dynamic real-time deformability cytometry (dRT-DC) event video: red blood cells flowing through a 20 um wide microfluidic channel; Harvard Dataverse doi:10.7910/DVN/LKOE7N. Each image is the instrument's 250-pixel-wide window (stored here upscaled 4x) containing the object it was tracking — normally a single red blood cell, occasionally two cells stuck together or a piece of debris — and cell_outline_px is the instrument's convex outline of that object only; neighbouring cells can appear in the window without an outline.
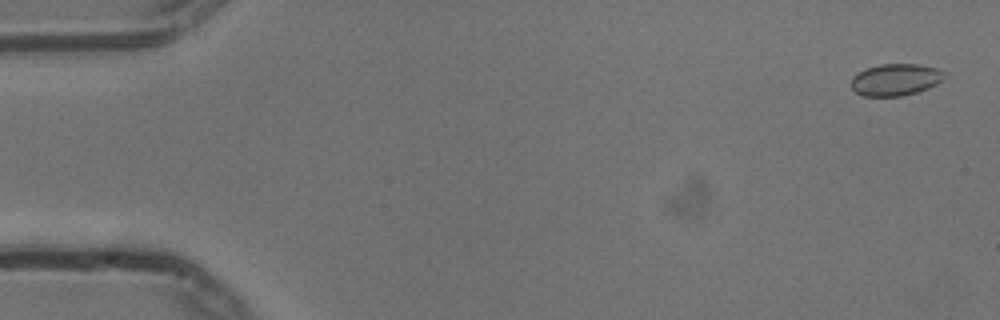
{"species": "common noctule bat (a hibernating species)", "species_latin": "Nyctalus noctula", "temperature_condition": "cold", "stored_images_in_passage": 50, "camera_frame_rate_fps": 3000, "um_per_image_px": 0.085, "animal": {"sex": "male", "body_mass_g": 13.3}, "frame": {"image": 1, "passage_image": 2, "time_ms": 0.333, "image_size_px": [1000, 320], "cell_outline_px": [[944, 80], [928, 88], [916, 92], [900, 96], [864, 96], [856, 92], [852, 88], [852, 76], [856, 72], [880, 64], [920, 64], [936, 68], [944, 72]], "centroid_in_image_um": [76.12, 6.76], "position_along_channel_um": 8.9, "area_um2": 17.28}}
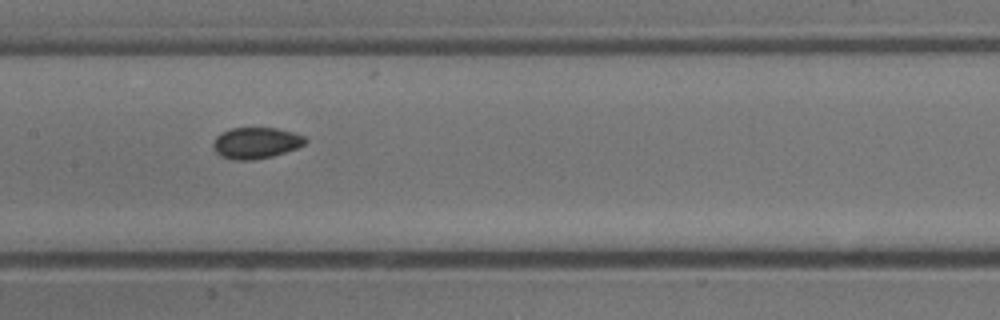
{"frame": {"image": 2, "passage_image": 27, "time_ms": 8.667, "image_size_px": [1000, 320], "cell_outline_px": [[308, 140], [304, 144], [296, 148], [272, 156], [252, 160], [236, 160], [220, 156], [212, 148], [212, 144], [216, 136], [220, 132], [232, 128], [276, 128], [292, 132], [304, 136]], "centroid_in_image_um": [21.72, 12.15], "position_along_channel_um": 185.7, "area_um2": 16.76}}
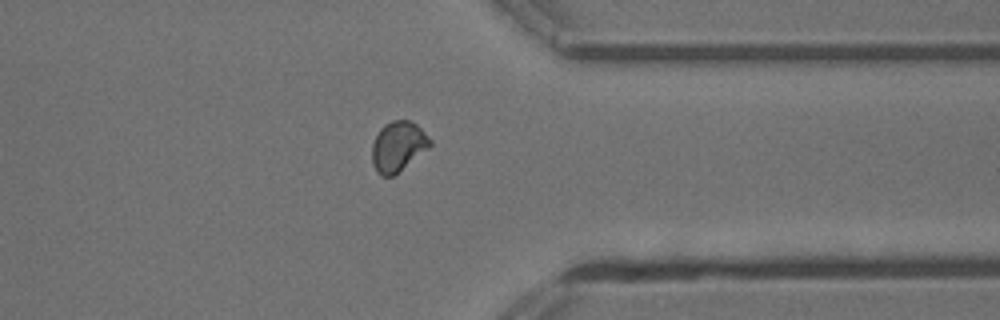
{"frame": {"image": 3, "passage_image": 43, "time_ms": 14.0, "image_size_px": [1000, 320], "cell_outline_px": [[432, 144], [428, 148], [392, 176], [380, 176], [376, 172], [372, 164], [372, 144], [380, 128], [384, 124], [392, 120], [408, 120], [416, 124], [432, 140]], "centroid_in_image_um": [33.81, 12.44], "position_along_channel_um": 377.6, "area_um2": 16.76}}